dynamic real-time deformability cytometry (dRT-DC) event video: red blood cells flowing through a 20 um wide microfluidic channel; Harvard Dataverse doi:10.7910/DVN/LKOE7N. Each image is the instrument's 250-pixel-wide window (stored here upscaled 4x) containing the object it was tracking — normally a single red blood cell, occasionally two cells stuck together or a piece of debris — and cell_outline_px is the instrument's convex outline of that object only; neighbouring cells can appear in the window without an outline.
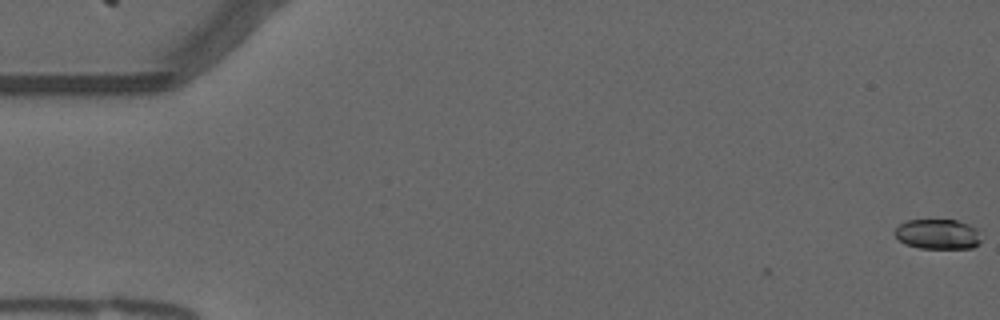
{"species": "common noctule bat (a hibernating species)", "species_latin": "Nyctalus noctula", "temperature_condition": "warm", "stored_images_in_passage": 3, "camera_frame_rate_fps": 3000, "um_per_image_px": 0.085, "animal": {"sex": "male", "forearm_length_mm": 52.5}, "frame": {"image": 1, "passage_image": 1, "time_ms": 0.0, "image_size_px": [1000, 320], "cell_outline_px": [[980, 244], [972, 248], [920, 248], [904, 244], [896, 236], [896, 228], [900, 224], [908, 220], [956, 220], [968, 224], [976, 228], [980, 240]], "centroid_in_image_um": [79.72, 19.91], "position_along_channel_um": 5.3, "area_um2": 14.97}}